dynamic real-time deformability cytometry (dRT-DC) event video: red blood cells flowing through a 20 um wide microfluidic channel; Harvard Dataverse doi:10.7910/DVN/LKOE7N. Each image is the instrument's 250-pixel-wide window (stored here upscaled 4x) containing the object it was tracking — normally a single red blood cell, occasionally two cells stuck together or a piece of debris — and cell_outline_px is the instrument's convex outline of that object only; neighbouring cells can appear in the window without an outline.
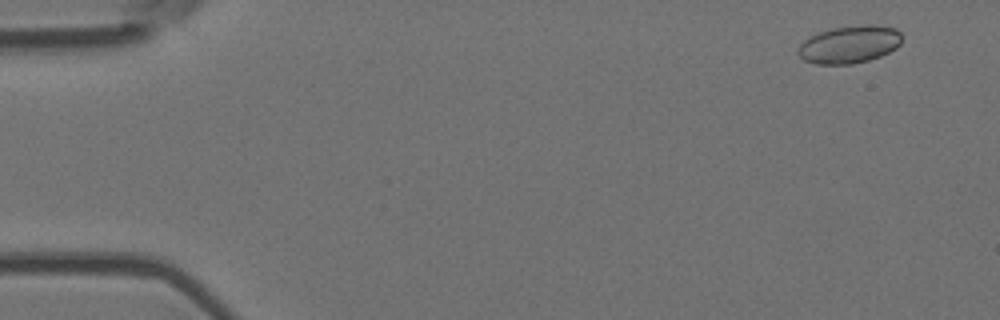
{"species": "Egyptian fruit bat (a non-hibernating species)", "species_latin": "Rousettus aegyptiacus", "temperature_condition": "room temperature", "stored_images_in_passage": 6, "camera_frame_rate_fps": 3000, "um_per_image_px": 0.085, "animal": {"sex": "female"}, "frame": {"image": 1, "passage_image": 2, "time_ms": 0.333, "image_size_px": [1000, 320], "cell_outline_px": [[900, 44], [896, 48], [880, 56], [868, 60], [852, 64], [816, 64], [804, 60], [796, 52], [800, 44], [804, 40], [820, 32], [832, 28], [868, 24], [872, 24], [896, 28], [900, 32]], "centroid_in_image_um": [72.2, 3.78], "position_along_channel_um": 12.8, "area_um2": 22.6}}
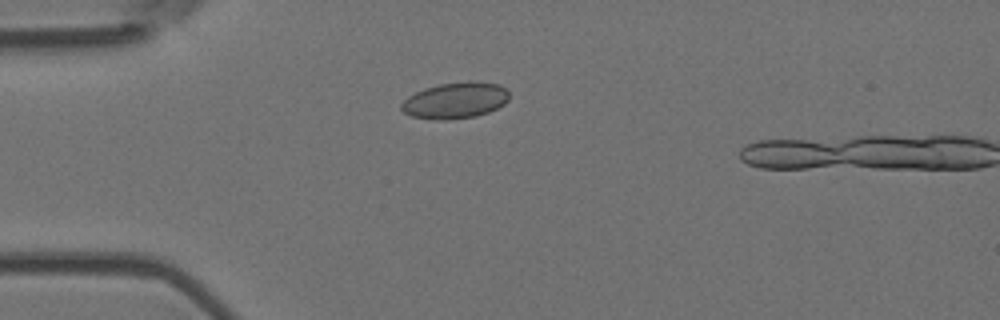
{"frame": {"image": 2, "passage_image": 5, "time_ms": 1.333, "image_size_px": [1000, 320], "cell_outline_px": [[508, 100], [504, 104], [488, 112], [476, 116], [412, 116], [404, 112], [400, 108], [400, 104], [408, 96], [424, 88], [440, 84], [500, 84], [508, 92]], "centroid_in_image_um": [38.69, 8.51], "position_along_channel_um": 46.3, "area_um2": 20.87}}